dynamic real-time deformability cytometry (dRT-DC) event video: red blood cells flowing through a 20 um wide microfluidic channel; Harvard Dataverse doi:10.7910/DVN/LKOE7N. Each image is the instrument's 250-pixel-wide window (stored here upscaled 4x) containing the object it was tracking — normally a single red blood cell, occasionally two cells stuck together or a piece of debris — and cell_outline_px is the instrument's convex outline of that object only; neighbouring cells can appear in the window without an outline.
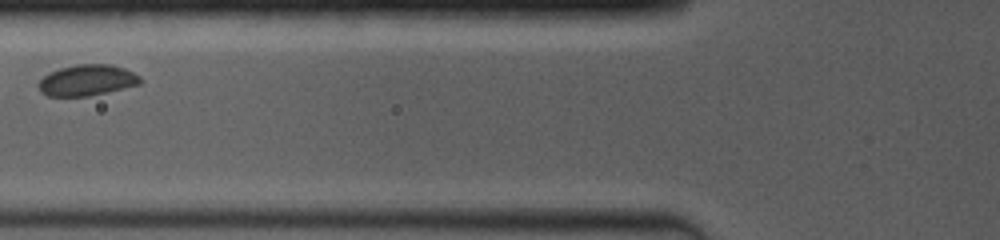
{"species": "common noctule bat (a hibernating species)", "species_latin": "Nyctalus noctula", "temperature_condition": "room temperature", "stored_images_in_passage": 20, "camera_frame_rate_fps": 4000, "um_per_image_px": 0.085, "animal": {"sex": "female", "body_mass_g": 19.0, "forearm_length_mm": 53.3}, "frame": {"image": 1, "passage_image": 4, "time_ms": 2.25, "image_size_px": [1000, 240], "cell_outline_px": [[144, 80], [140, 84], [108, 92], [88, 96], [48, 96], [40, 92], [40, 80], [48, 72], [60, 68], [76, 64], [112, 64], [124, 68], [140, 76]], "centroid_in_image_um": [7.43, 6.81], "position_along_channel_um": 118.4, "area_um2": 18.44}}
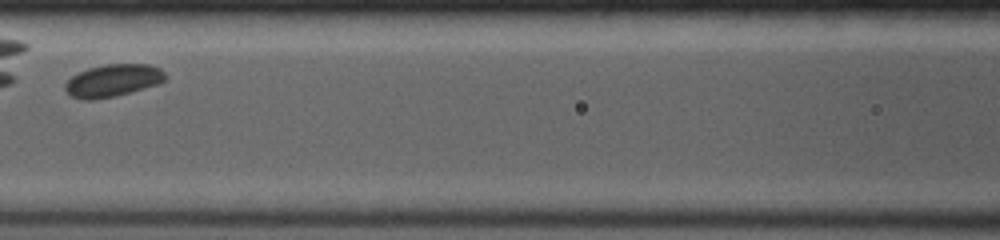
{"frame": {"image": 2, "passage_image": 6, "time_ms": 3.25, "image_size_px": [1000, 240], "cell_outline_px": [[168, 76], [164, 80], [156, 84], [116, 96], [92, 100], [84, 100], [72, 96], [64, 88], [64, 84], [72, 76], [88, 68], [104, 64], [148, 64], [160, 68]], "centroid_in_image_um": [9.59, 6.84], "position_along_channel_um": 157.0, "area_um2": 18.79}, "authors_computed_cell_mechanics": {"area_um2": 18.6694, "velocity_mm_per_s": 3.864, "shape_relaxation_time_tau1_ms": 0.9455, "shape_relaxation_time_tau2_ms": null, "deformation_change_tau1": 0.0395, "deformation_change_tau2": null}}